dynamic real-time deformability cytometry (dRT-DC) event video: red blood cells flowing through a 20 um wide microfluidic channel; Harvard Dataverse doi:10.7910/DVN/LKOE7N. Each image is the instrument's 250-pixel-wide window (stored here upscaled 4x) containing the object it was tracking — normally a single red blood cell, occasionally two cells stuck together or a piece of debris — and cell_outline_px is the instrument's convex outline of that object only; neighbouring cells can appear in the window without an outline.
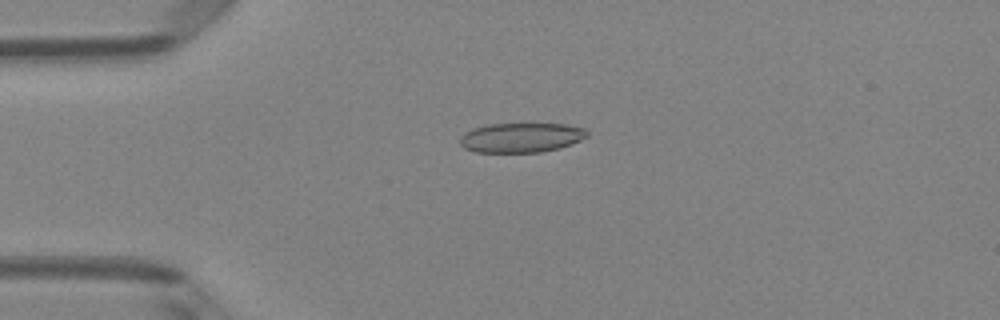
{"species": "Egyptian fruit bat (a non-hibernating species)", "species_latin": "Rousettus aegyptiacus", "temperature_condition": "room temperature", "stored_images_in_passage": 50, "camera_frame_rate_fps": 3000, "um_per_image_px": 0.085, "animal": {"sex": "female"}, "frame": {"image": 1, "passage_image": 12, "time_ms": 3.667, "image_size_px": [1000, 320], "cell_outline_px": [[588, 136], [572, 144], [560, 148], [540, 152], [476, 152], [464, 148], [460, 144], [460, 136], [464, 132], [472, 128], [488, 124], [564, 124], [584, 128], [588, 132]], "centroid_in_image_um": [44.28, 11.69], "position_along_channel_um": 40.7, "area_um2": 22.02}}
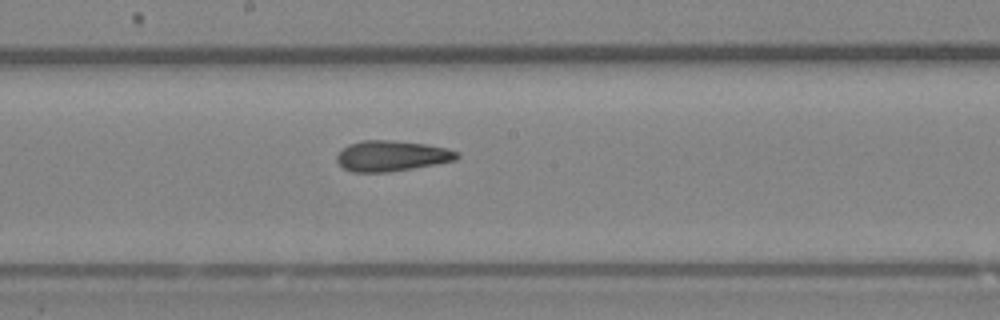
{"frame": {"image": 2, "passage_image": 27, "time_ms": 8.667, "image_size_px": [1000, 320], "cell_outline_px": [[460, 156], [456, 160], [412, 168], [388, 172], [352, 172], [344, 168], [336, 160], [336, 156], [348, 144], [360, 140], [388, 140], [424, 144], [448, 148], [460, 152]], "centroid_in_image_um": [33.3, 13.25], "position_along_channel_um": 214.9, "area_um2": 21.33}}
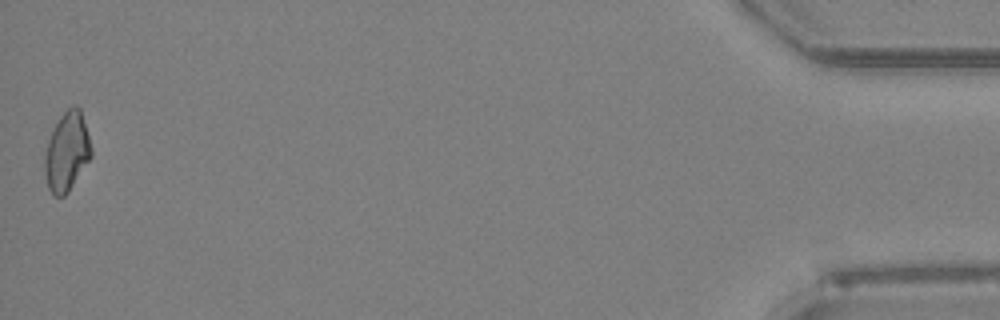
{"frame": {"image": 3, "passage_image": 50, "time_ms": 16.333, "image_size_px": [1000, 320], "cell_outline_px": [[92, 156], [68, 192], [64, 196], [52, 196], [48, 188], [44, 172], [44, 156], [48, 140], [60, 116], [72, 104], [76, 104], [80, 108], [92, 148]], "centroid_in_image_um": [5.68, 12.91], "position_along_channel_um": 429.5, "area_um2": 21.44}, "authors_computed_cell_mechanics": {"area_um2": 21.6172, "velocity_mm_per_s": 4.0174, "shape_relaxation_time_tau1_ms": 7.3953, "shape_relaxation_time_tau2_ms": 2.8093, "deformation_change_tau1": 0.1645, "deformation_change_tau2": 0.0917}}